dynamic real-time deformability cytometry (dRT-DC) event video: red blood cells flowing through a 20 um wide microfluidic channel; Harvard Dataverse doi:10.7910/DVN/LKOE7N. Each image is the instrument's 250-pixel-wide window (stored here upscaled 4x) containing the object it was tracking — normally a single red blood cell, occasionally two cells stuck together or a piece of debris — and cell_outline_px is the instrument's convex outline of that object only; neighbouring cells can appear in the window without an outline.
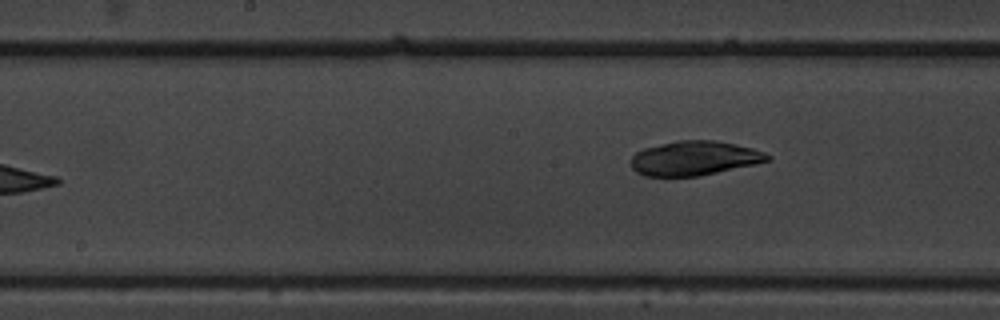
{"species": "common noctule bat (a hibernating species)", "species_latin": "Nyctalus noctula", "temperature_condition": "warm", "stored_images_in_passage": 8, "camera_frame_rate_fps": 3000, "um_per_image_px": 0.085, "animal": {"sex": "male", "body_mass_g": 19.5, "forearm_length_mm": 54.6}, "frame": {"image": 1, "passage_image": 8, "time_ms": 2.333, "image_size_px": [1000, 320], "cell_outline_px": [[772, 156], [768, 160], [756, 164], [700, 176], [644, 176], [636, 172], [632, 168], [632, 156], [636, 152], [644, 148], [676, 140], [716, 140], [736, 144], [752, 148], [764, 152]], "centroid_in_image_um": [59.02, 13.45], "position_along_channel_um": 189.2, "area_um2": 27.4}}